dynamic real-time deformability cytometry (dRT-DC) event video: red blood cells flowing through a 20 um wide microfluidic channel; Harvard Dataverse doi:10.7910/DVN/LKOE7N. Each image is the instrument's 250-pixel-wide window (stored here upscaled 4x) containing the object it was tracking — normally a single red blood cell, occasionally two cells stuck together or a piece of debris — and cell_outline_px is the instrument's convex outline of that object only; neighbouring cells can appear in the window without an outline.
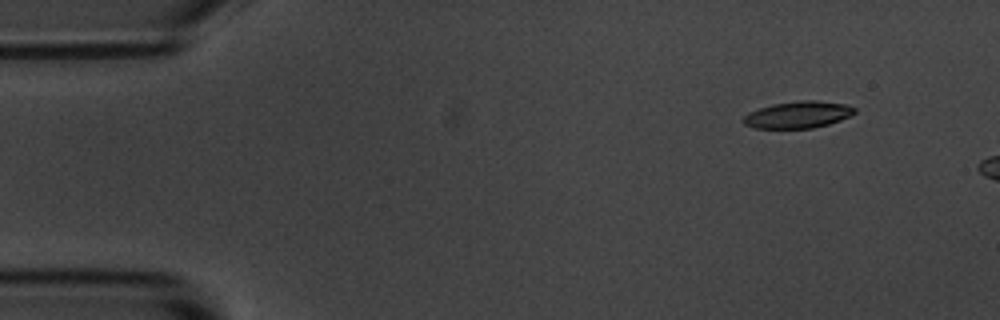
{"species": "common noctule bat (a hibernating species)", "species_latin": "Nyctalus noctula", "temperature_condition": "room temperature", "stored_images_in_passage": 5, "camera_frame_rate_fps": 3000, "um_per_image_px": 0.085, "animal": {"sex": "male", "body_mass_g": 20.1, "forearm_length_mm": 53.5}, "frame": {"image": 1, "passage_image": 2, "time_ms": 0.333, "image_size_px": [1000, 320], "cell_outline_px": [[856, 112], [840, 120], [828, 124], [812, 128], [756, 128], [744, 124], [744, 116], [748, 112], [772, 104], [796, 100], [816, 100], [848, 104], [856, 108]], "centroid_in_image_um": [67.85, 9.73], "position_along_channel_um": 17.1, "area_um2": 17.4}}